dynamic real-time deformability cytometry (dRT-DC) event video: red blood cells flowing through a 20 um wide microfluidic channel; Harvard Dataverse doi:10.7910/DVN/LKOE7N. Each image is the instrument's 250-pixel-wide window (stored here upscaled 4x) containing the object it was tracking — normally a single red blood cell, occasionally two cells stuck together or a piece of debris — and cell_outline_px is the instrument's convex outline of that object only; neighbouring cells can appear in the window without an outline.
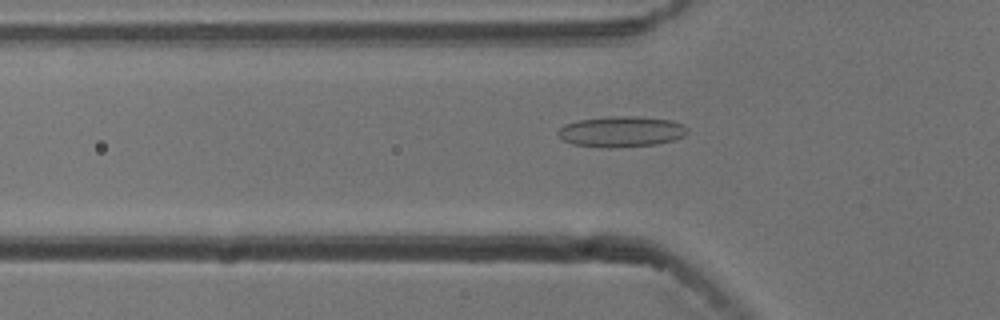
{"species": "common noctule bat (a hibernating species)", "species_latin": "Nyctalus noctula", "temperature_condition": "cold", "stored_images_in_passage": 24, "camera_frame_rate_fps": 3000, "um_per_image_px": 0.085, "animal": {"sex": "male", "body_mass_g": 13.3}, "frame": {"image": 1, "passage_image": 8, "time_ms": 2.333, "image_size_px": [1000, 320], "cell_outline_px": [[688, 132], [684, 136], [672, 140], [656, 144], [608, 148], [572, 144], [564, 140], [556, 132], [564, 124], [580, 120], [604, 116], [640, 116], [672, 120], [684, 124], [688, 128]], "centroid_in_image_um": [52.83, 11.17], "position_along_channel_um": 73.0, "area_um2": 23.29}}
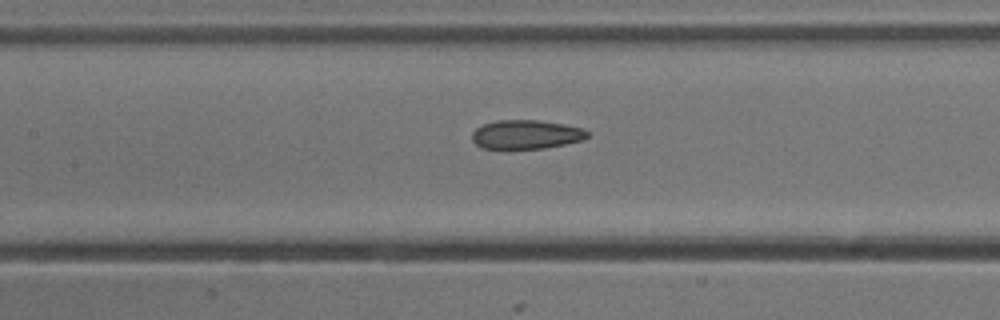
{"frame": {"image": 2, "passage_image": 15, "time_ms": 4.667, "image_size_px": [1000, 320], "cell_outline_px": [[588, 136], [584, 140], [544, 148], [484, 148], [476, 144], [472, 140], [472, 132], [476, 128], [484, 124], [500, 120], [536, 120], [564, 124], [584, 128], [588, 132]], "centroid_in_image_um": [44.74, 11.42], "position_along_channel_um": 162.7, "area_um2": 19.31}}
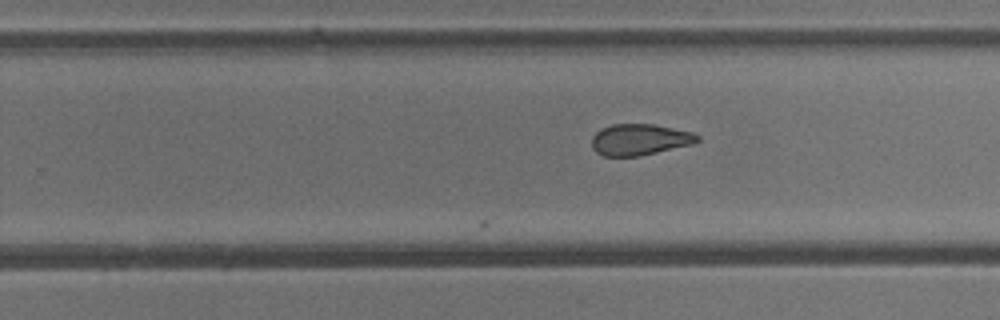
{"frame": {"image": 3, "passage_image": 24, "time_ms": 7.667, "image_size_px": [1000, 320], "cell_outline_px": [[700, 140], [692, 144], [640, 156], [604, 156], [596, 152], [592, 148], [592, 136], [600, 128], [612, 124], [652, 124], [692, 132], [700, 136]], "centroid_in_image_um": [54.35, 11.86], "position_along_channel_um": 275.5, "area_um2": 19.25}}